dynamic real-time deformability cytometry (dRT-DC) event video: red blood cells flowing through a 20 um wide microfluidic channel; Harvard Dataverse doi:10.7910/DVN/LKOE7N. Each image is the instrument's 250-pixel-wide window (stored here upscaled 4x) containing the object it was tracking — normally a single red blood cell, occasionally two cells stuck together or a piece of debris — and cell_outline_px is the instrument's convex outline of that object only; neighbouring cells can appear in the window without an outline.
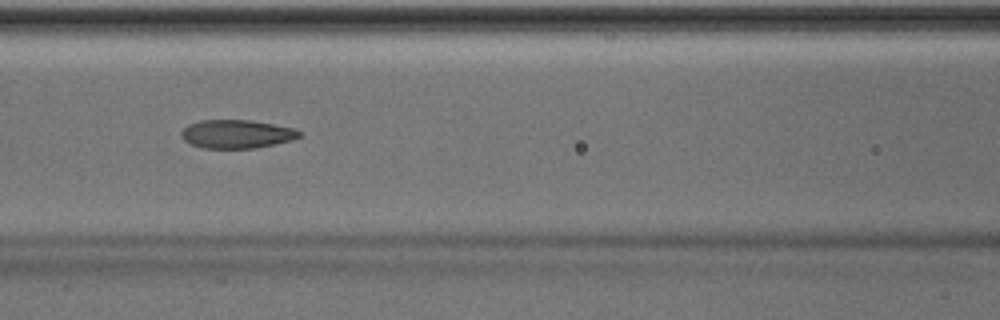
{"species": "Egyptian fruit bat (a non-hibernating species)", "species_latin": "Rousettus aegyptiacus", "temperature_condition": "room temperature", "stored_images_in_passage": 40, "camera_frame_rate_fps": 3000, "um_per_image_px": 0.085, "animal": {"sex": "male"}, "frame": {"image": 1, "passage_image": 12, "time_ms": 3.667, "image_size_px": [1000, 320], "cell_outline_px": [[300, 136], [292, 140], [256, 148], [204, 148], [192, 144], [184, 140], [180, 136], [180, 132], [188, 124], [200, 120], [252, 120], [296, 128], [300, 132]], "centroid_in_image_um": [20.11, 11.38], "position_along_channel_um": 146.5, "area_um2": 19.65}, "authors_computed_cell_mechanics": {"area_um2": 19.7676, "velocity_mm_per_s": 4.049, "shape_relaxation_time_tau1_ms": 10.1848, "shape_relaxation_time_tau2_ms": 2.0161, "deformation_change_tau1": 0.2552, "deformation_change_tau2": 0.1027}}